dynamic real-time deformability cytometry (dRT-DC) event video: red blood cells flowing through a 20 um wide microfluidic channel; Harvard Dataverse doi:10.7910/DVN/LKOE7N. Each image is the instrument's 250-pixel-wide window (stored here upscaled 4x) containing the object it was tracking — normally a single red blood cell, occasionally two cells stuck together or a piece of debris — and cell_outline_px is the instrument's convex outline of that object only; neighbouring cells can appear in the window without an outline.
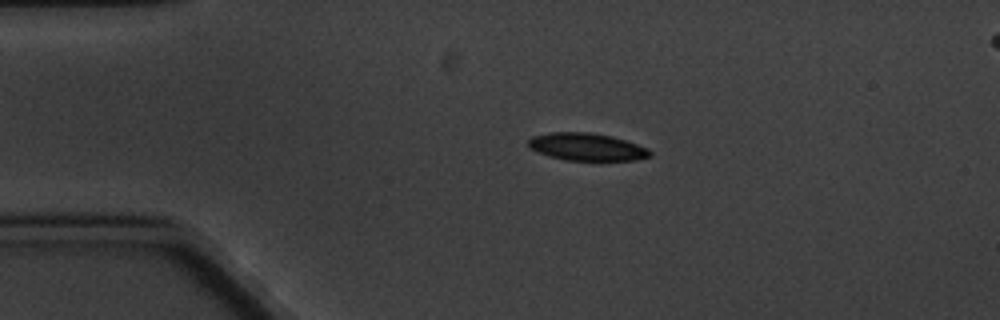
{"species": "common noctule bat (a hibernating species)", "species_latin": "Nyctalus noctula", "temperature_condition": "cold", "stored_images_in_passage": 4, "camera_frame_rate_fps": 3000, "um_per_image_px": 0.085, "animal": {"sex": "male", "body_mass_g": 20.1, "forearm_length_mm": 53.5}, "frame": {"image": 1, "passage_image": 2, "time_ms": 1.333, "image_size_px": [1000, 320], "cell_outline_px": [[652, 156], [636, 160], [564, 160], [548, 156], [528, 148], [528, 140], [532, 136], [552, 132], [588, 132], [612, 136], [648, 148], [652, 152]], "centroid_in_image_um": [49.86, 12.49], "position_along_channel_um": 35.1, "area_um2": 19.54}}
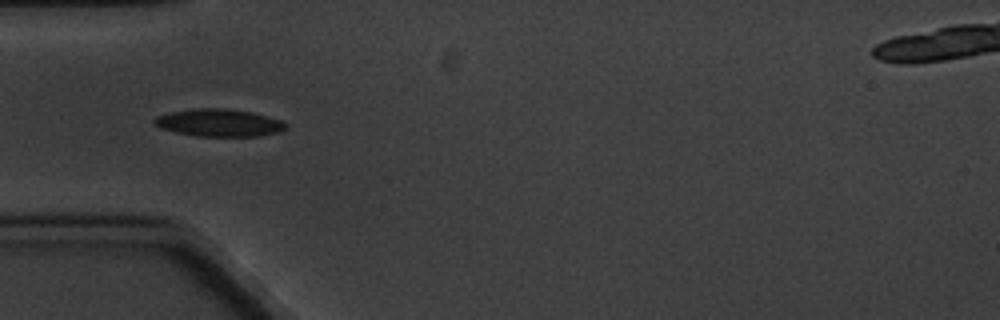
{"frame": {"image": 2, "passage_image": 4, "time_ms": 3.333, "image_size_px": [1000, 320], "cell_outline_px": [[288, 124], [280, 132], [260, 136], [196, 136], [176, 132], [160, 128], [152, 124], [152, 120], [156, 116], [168, 112], [196, 108], [224, 108], [252, 112], [268, 116], [280, 120]], "centroid_in_image_um": [18.58, 10.43], "position_along_channel_um": 66.4, "area_um2": 21.21}}